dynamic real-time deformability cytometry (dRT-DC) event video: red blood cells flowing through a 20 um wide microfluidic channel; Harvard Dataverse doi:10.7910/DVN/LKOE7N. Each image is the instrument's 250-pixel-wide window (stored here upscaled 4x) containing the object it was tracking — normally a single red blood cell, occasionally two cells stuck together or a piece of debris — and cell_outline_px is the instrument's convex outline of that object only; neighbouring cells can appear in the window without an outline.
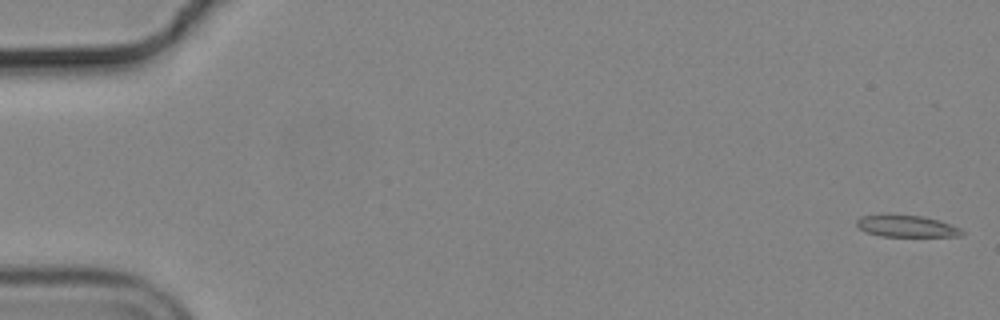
{"species": "common noctule bat (a hibernating species)", "species_latin": "Nyctalus noctula", "temperature_condition": "cold", "stored_images_in_passage": 55, "camera_frame_rate_fps": 3000, "um_per_image_px": 0.085, "animal": {"sex": "male", "body_mass_g": 19.2, "forearm_length_mm": 51.8}, "frame": {"image": 1, "passage_image": 1, "time_ms": 0.0, "image_size_px": [1000, 320], "cell_outline_px": [[964, 232], [960, 236], [880, 236], [864, 232], [856, 224], [856, 220], [860, 216], [920, 216], [936, 220], [960, 228]], "centroid_in_image_um": [77.03, 19.25], "position_along_channel_um": 8.0, "area_um2": 12.77}}
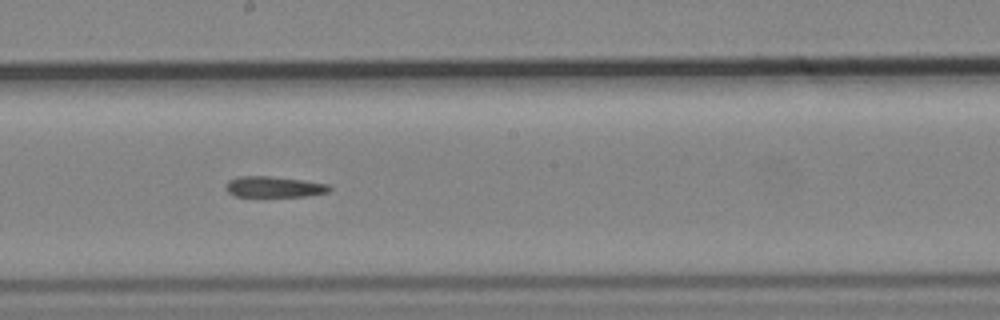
{"frame": {"image": 2, "passage_image": 31, "time_ms": 10.0, "image_size_px": [1000, 320], "cell_outline_px": [[332, 188], [328, 192], [308, 196], [236, 196], [228, 192], [228, 180], [240, 176], [268, 176], [304, 180], [328, 184]], "centroid_in_image_um": [23.35, 15.88], "position_along_channel_um": 224.9, "area_um2": 12.43}}
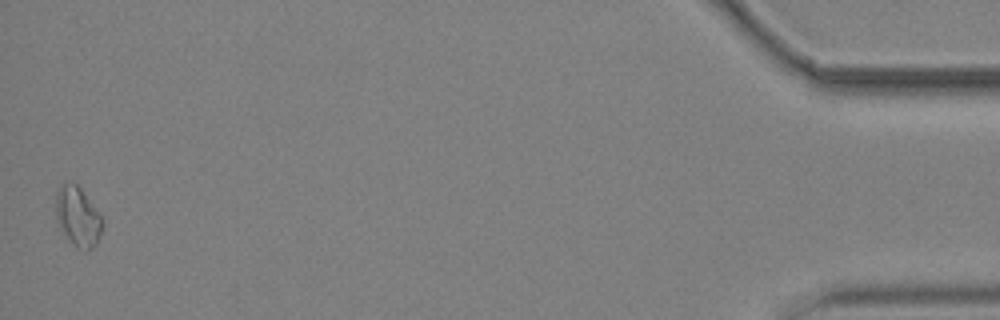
{"frame": {"image": 3, "passage_image": 55, "time_ms": 18.0, "image_size_px": [1000, 320], "cell_outline_px": [[104, 228], [96, 244], [88, 252], [84, 252], [76, 248], [72, 244], [64, 232], [56, 216], [56, 192], [60, 184], [76, 184], [80, 188], [100, 212], [104, 224]], "centroid_in_image_um": [6.67, 18.45], "position_along_channel_um": 428.5, "area_um2": 16.24}}